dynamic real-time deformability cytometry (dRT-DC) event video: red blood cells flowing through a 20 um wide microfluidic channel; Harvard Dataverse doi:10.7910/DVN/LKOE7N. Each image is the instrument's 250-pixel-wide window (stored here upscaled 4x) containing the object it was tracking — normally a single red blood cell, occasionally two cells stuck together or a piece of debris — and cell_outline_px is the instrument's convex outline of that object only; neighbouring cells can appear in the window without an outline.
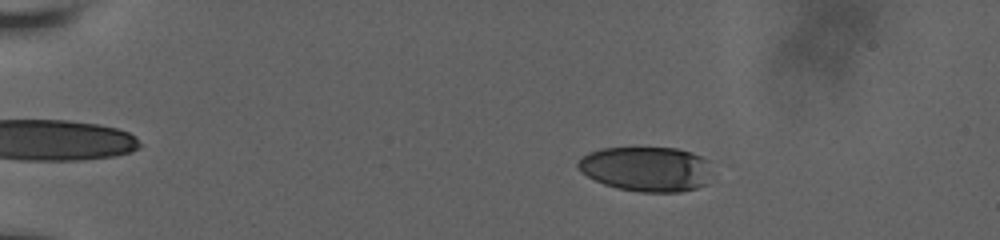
{"species": "human", "species_latin": "Homo sapiens", "temperature_condition": "room temperature", "stored_images_in_passage": 58, "camera_frame_rate_fps": 3000, "um_per_image_px": 0.085, "donor": {"sex": "male"}, "frame": {"image": 1, "passage_image": 12, "time_ms": 3.667, "image_size_px": [1000, 240], "cell_outline_px": [[708, 184], [696, 188], [680, 192], [640, 192], [616, 188], [604, 184], [580, 172], [576, 164], [588, 152], [600, 148], [676, 148], [692, 152], [708, 160]], "centroid_in_image_um": [54.93, 14.37], "position_along_channel_um": 30.1, "area_um2": 35.03}}
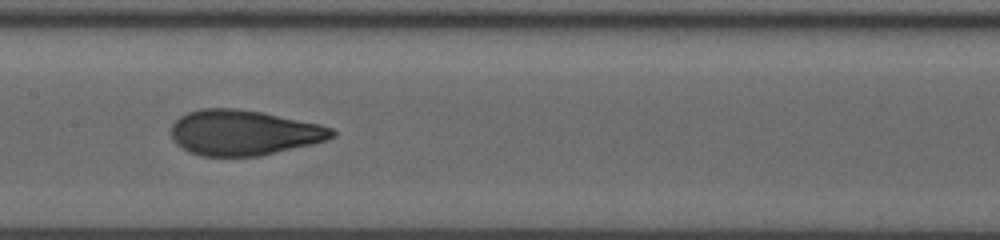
{"frame": {"image": 2, "passage_image": 32, "time_ms": 10.333, "image_size_px": [1000, 240], "cell_outline_px": [[336, 136], [312, 144], [260, 156], [200, 156], [188, 152], [176, 144], [172, 140], [172, 124], [180, 116], [188, 112], [200, 108], [236, 108], [260, 112], [320, 124], [332, 128], [336, 132]], "centroid_in_image_um": [20.69, 11.28], "position_along_channel_um": 186.7, "area_um2": 42.48}}
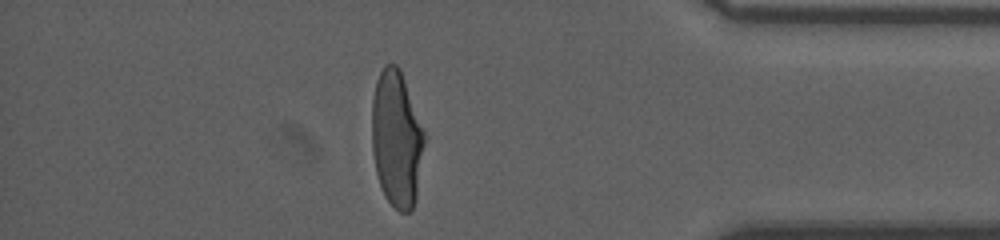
{"frame": {"image": 3, "passage_image": 51, "time_ms": 16.667, "image_size_px": [1000, 240], "cell_outline_px": [[424, 144], [416, 200], [412, 208], [408, 212], [400, 212], [384, 196], [376, 172], [372, 152], [372, 100], [376, 80], [384, 64], [396, 64], [400, 68], [424, 132]], "centroid_in_image_um": [33.69, 11.8], "position_along_channel_um": 401.5, "area_um2": 41.5}, "authors_computed_cell_mechanics": {"area_um2": 41.5582, "velocity_mm_per_s": 3.8199, "shape_relaxation_time_tau1_ms": 5.7329, "shape_relaxation_time_tau2_ms": 0.8933, "deformation_change_tau1": 0.2455, "deformation_change_tau2": 0.0785}}